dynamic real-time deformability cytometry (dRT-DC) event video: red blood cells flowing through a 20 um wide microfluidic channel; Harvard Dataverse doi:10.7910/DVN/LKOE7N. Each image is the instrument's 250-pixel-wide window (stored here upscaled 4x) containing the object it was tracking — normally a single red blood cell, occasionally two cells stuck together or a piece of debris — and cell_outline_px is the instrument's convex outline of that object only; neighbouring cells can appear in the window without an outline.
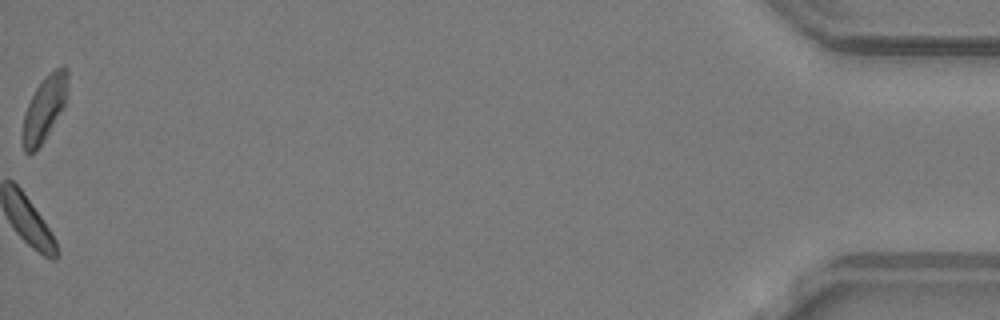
{"species": "common noctule bat (a hibernating species)", "species_latin": "Nyctalus noctula", "temperature_condition": "warm", "stored_images_in_passage": 42, "camera_frame_rate_fps": 3000, "um_per_image_px": 0.085, "animal": {"sex": "male", "body_mass_g": 19.2, "forearm_length_mm": 51.8}, "frame": {"image": 1, "passage_image": 42, "time_ms": 13.667, "image_size_px": [1000, 320], "cell_outline_px": [[68, 100], [64, 108], [44, 140], [32, 152], [24, 152], [20, 144], [20, 140], [24, 112], [36, 88], [44, 76], [60, 64], [64, 64], [68, 68]], "centroid_in_image_um": [3.79, 9.18], "position_along_channel_um": 431.4, "area_um2": 17.74}, "authors_computed_cell_mechanics": {"area_um2": 16.3285, "velocity_mm_per_s": 4.1702, "shape_relaxation_time_tau1_ms": 4.4673, "shape_relaxation_time_tau2_ms": null, "deformation_change_tau1": 0.079, "deformation_change_tau2": null}}